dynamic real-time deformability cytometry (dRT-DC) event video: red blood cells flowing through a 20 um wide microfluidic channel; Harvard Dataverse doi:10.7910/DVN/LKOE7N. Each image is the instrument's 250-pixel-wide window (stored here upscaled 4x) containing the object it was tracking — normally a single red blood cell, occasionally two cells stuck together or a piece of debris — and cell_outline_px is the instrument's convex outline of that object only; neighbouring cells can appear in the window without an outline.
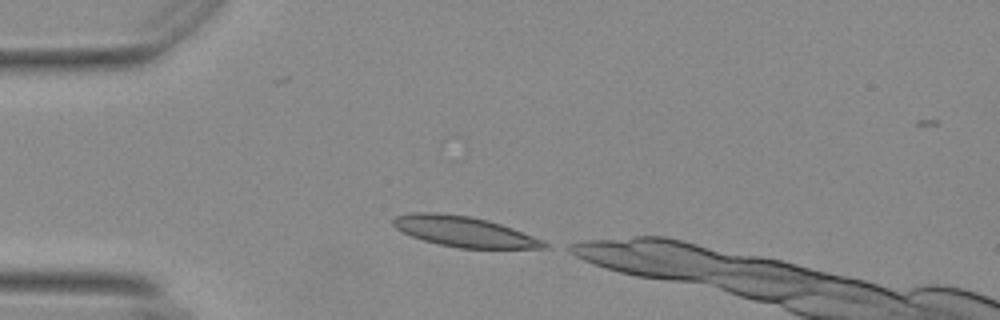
{"species": "Egyptian fruit bat (a non-hibernating species)", "species_latin": "Rousettus aegyptiacus", "temperature_condition": "warm", "stored_images_in_passage": 8, "camera_frame_rate_fps": 3000, "um_per_image_px": 0.085, "animal": {"sex": "female"}, "frame": {"image": 1, "passage_image": 1, "time_ms": 0.0, "image_size_px": [1000, 320], "cell_outline_px": [[552, 244], [548, 248], [460, 248], [440, 244], [424, 240], [412, 236], [396, 228], [392, 224], [392, 220], [396, 216], [412, 212], [436, 212], [468, 216], [488, 220], [512, 228], [544, 240]], "centroid_in_image_um": [39.48, 19.68], "position_along_channel_um": 45.5, "area_um2": 26.59}}
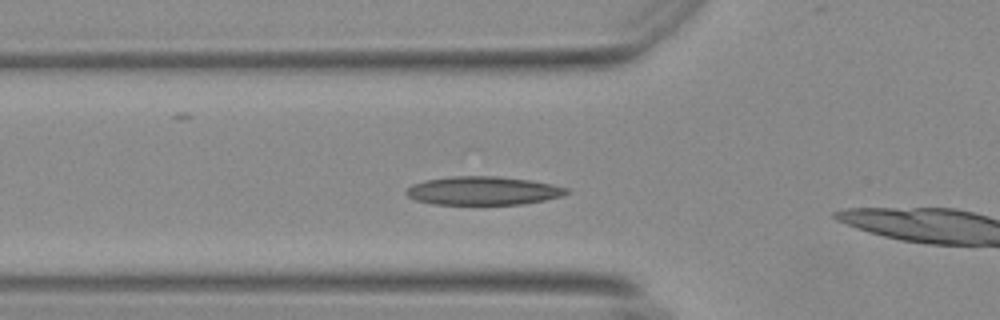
{"frame": {"image": 2, "passage_image": 6, "time_ms": 1.667, "image_size_px": [1000, 320], "cell_outline_px": [[572, 192], [564, 196], [544, 200], [520, 204], [432, 204], [416, 200], [408, 196], [404, 192], [412, 184], [424, 180], [452, 176], [496, 176], [532, 180], [552, 184], [568, 188]], "centroid_in_image_um": [41.09, 16.2], "position_along_channel_um": 84.7, "area_um2": 26.76}}